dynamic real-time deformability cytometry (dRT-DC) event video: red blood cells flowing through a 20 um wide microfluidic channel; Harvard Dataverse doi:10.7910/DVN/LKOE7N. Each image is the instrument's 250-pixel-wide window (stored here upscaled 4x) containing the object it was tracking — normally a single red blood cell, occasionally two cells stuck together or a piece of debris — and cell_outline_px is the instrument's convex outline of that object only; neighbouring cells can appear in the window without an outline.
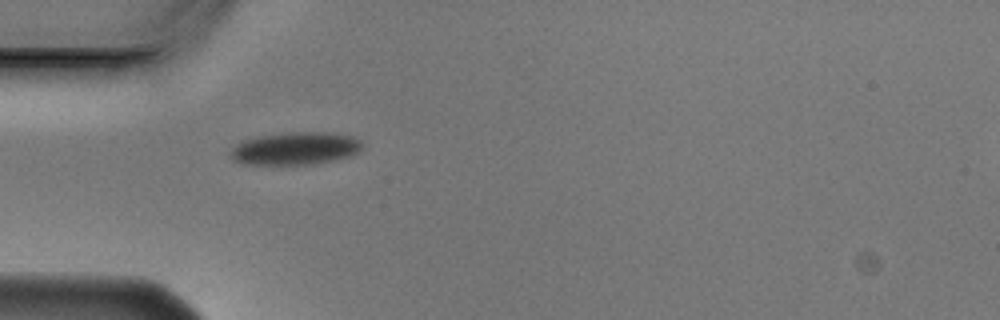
{"species": "Egyptian fruit bat (a non-hibernating species)", "species_latin": "Rousettus aegyptiacus", "temperature_condition": "cold", "stored_images_in_passage": 2, "camera_frame_rate_fps": 3000, "um_per_image_px": 0.085, "animal": {"sex": "male"}, "frame": {"image": 1, "passage_image": 1, "time_ms": 0.0, "image_size_px": [1000, 320], "cell_outline_px": [[364, 148], [360, 152], [352, 156], [336, 160], [312, 164], [244, 164], [232, 160], [228, 156], [232, 148], [236, 144], [244, 140], [260, 136], [288, 132], [332, 132], [352, 136], [360, 140], [364, 144]], "centroid_in_image_um": [25.16, 12.62], "position_along_channel_um": 59.8, "area_um2": 25.49}}
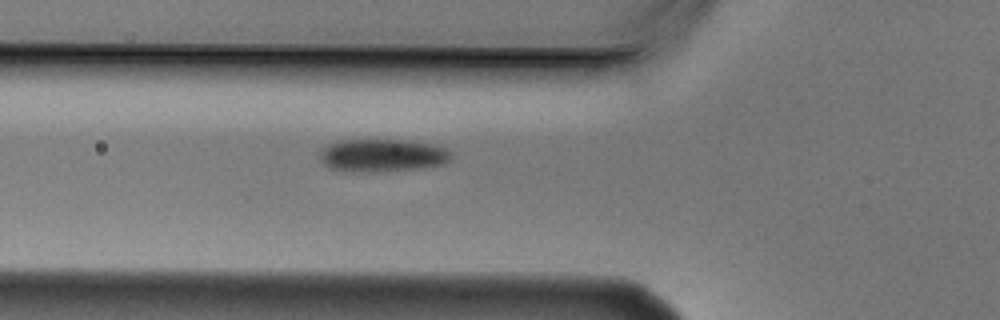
{"frame": {"image": 2, "passage_image": 2, "time_ms": 0.333, "image_size_px": [1000, 320], "cell_outline_px": [[452, 156], [444, 164], [424, 168], [376, 172], [368, 172], [328, 168], [320, 160], [320, 148], [328, 144], [340, 140], [400, 140], [432, 144], [444, 148], [452, 152]], "centroid_in_image_um": [32.49, 13.21], "position_along_channel_um": 93.3, "area_um2": 25.14}}